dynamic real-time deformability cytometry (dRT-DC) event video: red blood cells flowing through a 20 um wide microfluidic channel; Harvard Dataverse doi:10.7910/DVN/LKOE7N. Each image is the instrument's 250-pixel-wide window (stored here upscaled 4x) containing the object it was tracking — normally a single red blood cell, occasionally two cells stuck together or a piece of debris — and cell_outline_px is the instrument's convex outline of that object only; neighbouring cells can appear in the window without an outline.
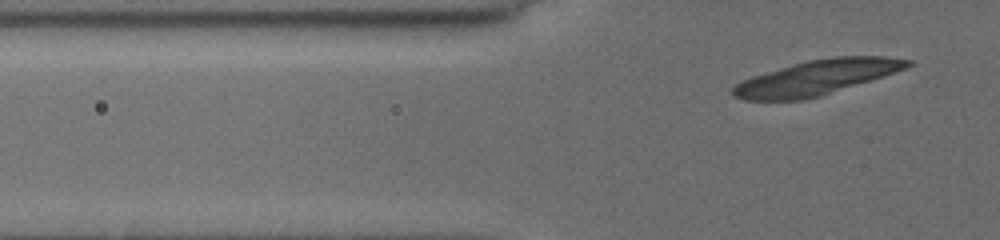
{"species": "common noctule bat (a hibernating species)", "species_latin": "Nyctalus noctula", "temperature_condition": "cold", "stored_images_in_passage": 3, "camera_frame_rate_fps": 3000, "um_per_image_px": 0.085, "animal": {"sex": "female", "body_mass_g": 19.5, "forearm_length_mm": 54.1}, "frame": {"image": 1, "passage_image": 3, "time_ms": 2.333, "image_size_px": [1000, 240], "cell_outline_px": [[912, 64], [904, 68], [820, 96], [800, 100], [744, 100], [736, 96], [732, 92], [732, 88], [736, 84], [752, 76], [808, 60], [832, 56], [888, 56], [912, 60]], "centroid_in_image_um": [69.39, 6.57], "position_along_channel_um": 56.4, "area_um2": 34.56}}